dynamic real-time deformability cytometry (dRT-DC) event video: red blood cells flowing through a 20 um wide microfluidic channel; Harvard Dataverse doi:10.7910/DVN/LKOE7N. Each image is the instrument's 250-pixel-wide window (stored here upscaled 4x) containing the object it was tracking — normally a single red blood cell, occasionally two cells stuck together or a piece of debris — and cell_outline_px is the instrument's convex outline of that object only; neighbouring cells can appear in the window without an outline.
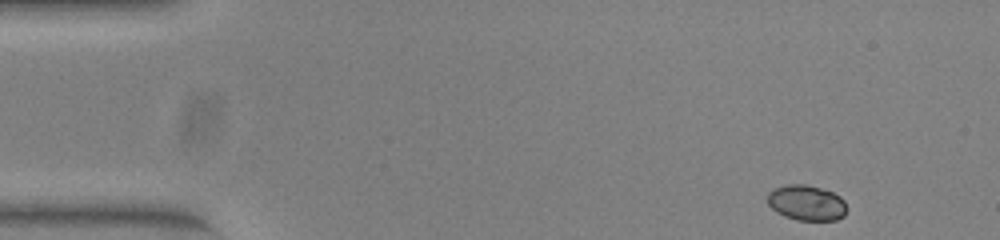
{"species": "common noctule bat (a hibernating species)", "species_latin": "Nyctalus noctula", "temperature_condition": "warm", "stored_images_in_passage": 49, "camera_frame_rate_fps": 3000, "um_per_image_px": 0.085, "animal": {"sex": "female", "body_mass_g": 23.0, "forearm_length_mm": 53.4}, "frame": {"image": 1, "passage_image": 1, "time_ms": 0.0, "image_size_px": [1000, 240], "cell_outline_px": [[848, 208], [844, 216], [836, 220], [796, 220], [784, 216], [776, 212], [768, 204], [768, 192], [776, 188], [788, 184], [804, 184], [820, 188], [832, 192], [840, 196], [844, 200]], "centroid_in_image_um": [68.58, 17.25], "position_along_channel_um": 16.4, "area_um2": 16.42}}
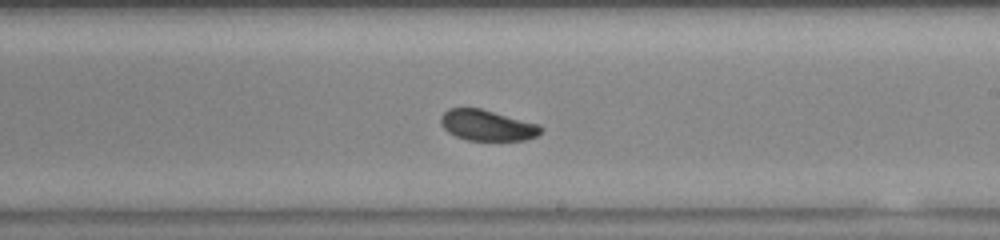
{"frame": {"image": 2, "passage_image": 27, "time_ms": 8.667, "image_size_px": [1000, 240], "cell_outline_px": [[544, 128], [536, 136], [524, 140], [468, 140], [456, 136], [448, 132], [440, 124], [440, 116], [448, 108], [480, 108], [540, 124]], "centroid_in_image_um": [41.4, 10.64], "position_along_channel_um": 247.6, "area_um2": 17.98}}
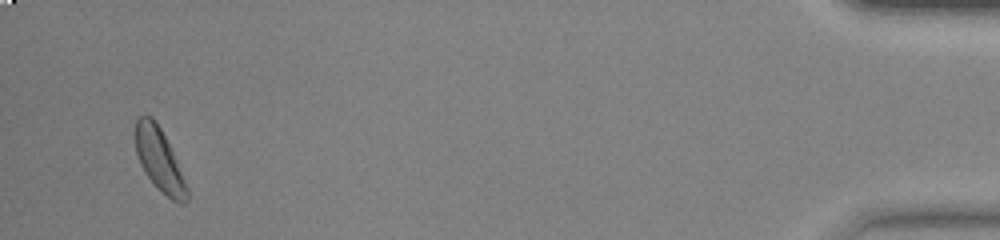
{"frame": {"image": 3, "passage_image": 47, "time_ms": 15.333, "image_size_px": [1000, 240], "cell_outline_px": [[188, 200], [184, 204], [180, 204], [172, 200], [148, 176], [140, 164], [136, 152], [136, 120], [140, 116], [148, 116], [160, 128], [172, 152], [188, 188]], "centroid_in_image_um": [13.56, 13.62], "position_along_channel_um": 421.6, "area_um2": 17.92}, "authors_computed_cell_mechanics": {"area_um2": 18.3226, "velocity_mm_per_s": 3.8721, "shape_relaxation_time_tau1_ms": 1.5196, "shape_relaxation_time_tau2_ms": 10.0784, "deformation_change_tau1": 0.0919, "deformation_change_tau2": 0.1682}}